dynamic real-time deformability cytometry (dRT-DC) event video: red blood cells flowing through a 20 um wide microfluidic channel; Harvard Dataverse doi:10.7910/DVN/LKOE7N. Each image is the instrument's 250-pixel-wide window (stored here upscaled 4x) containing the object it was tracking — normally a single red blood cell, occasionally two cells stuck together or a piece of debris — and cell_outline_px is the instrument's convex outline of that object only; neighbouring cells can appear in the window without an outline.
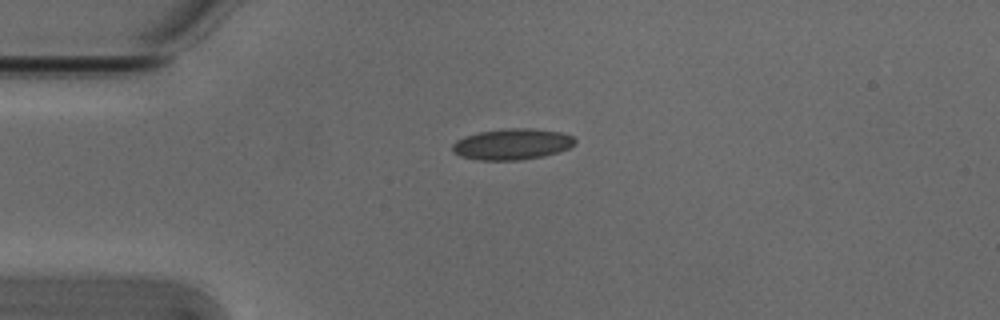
{"species": "Egyptian fruit bat (a non-hibernating species)", "species_latin": "Rousettus aegyptiacus", "temperature_condition": "cold", "stored_images_in_passage": 4, "camera_frame_rate_fps": 3000, "um_per_image_px": 0.085, "animal": {"sex": "male"}, "frame": {"image": 1, "passage_image": 4, "time_ms": 1.0, "image_size_px": [1000, 320], "cell_outline_px": [[576, 140], [568, 148], [544, 156], [520, 160], [476, 160], [460, 156], [452, 152], [452, 144], [456, 140], [464, 136], [480, 132], [504, 128], [532, 128], [560, 132], [572, 136]], "centroid_in_image_um": [43.47, 12.25], "position_along_channel_um": 41.5, "area_um2": 22.2}}